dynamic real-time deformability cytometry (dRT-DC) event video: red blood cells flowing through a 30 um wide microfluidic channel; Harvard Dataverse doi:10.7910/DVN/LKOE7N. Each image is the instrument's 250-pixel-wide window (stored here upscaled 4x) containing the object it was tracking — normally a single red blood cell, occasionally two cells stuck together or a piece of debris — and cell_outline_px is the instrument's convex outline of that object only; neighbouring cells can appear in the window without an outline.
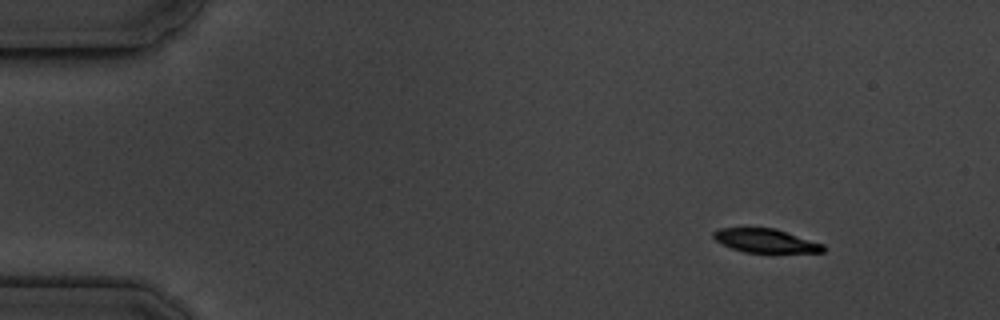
{"species": "common noctule bat (a hibernating species)", "species_latin": "Nyctalus noctula", "temperature_condition": "cold", "stored_images_in_passage": 10, "camera_frame_rate_fps": 3000, "um_per_image_px": 0.085, "animal": {"sex": "male", "body_mass_g": 19.5, "forearm_length_mm": 54.6}, "frame": {"image": 1, "passage_image": 1, "time_ms": 0.0, "image_size_px": [1000, 320], "cell_outline_px": [[824, 252], [744, 252], [732, 248], [716, 240], [712, 236], [712, 232], [720, 228], [776, 228], [824, 244]], "centroid_in_image_um": [65.08, 20.45], "position_along_channel_um": 19.9, "area_um2": 15.03}}
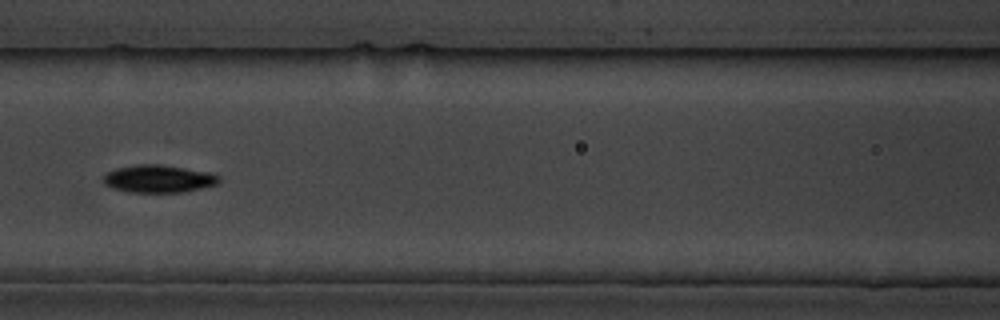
{"frame": {"image": 2, "passage_image": 6, "time_ms": 6.333, "image_size_px": [1000, 320], "cell_outline_px": [[220, 180], [216, 184], [184, 192], [128, 192], [112, 188], [104, 184], [100, 176], [104, 172], [116, 168], [136, 164], [160, 164], [208, 172], [220, 176]], "centroid_in_image_um": [13.38, 15.19], "position_along_channel_um": 153.2, "area_um2": 18.79}}
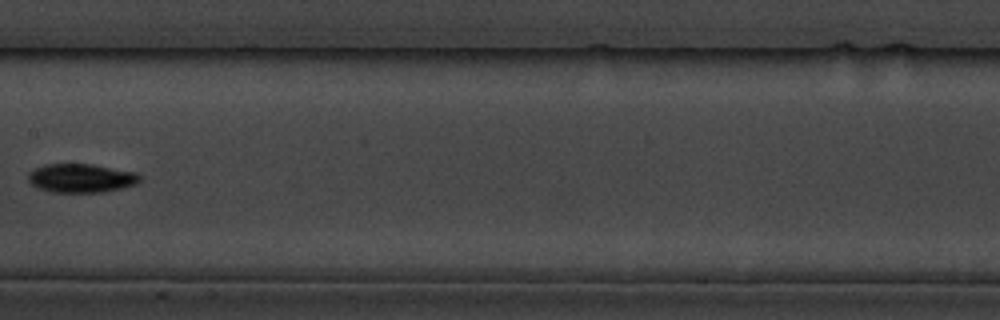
{"frame": {"image": 3, "passage_image": 7, "time_ms": 7.667, "image_size_px": [1000, 320], "cell_outline_px": [[140, 180], [136, 184], [120, 188], [100, 192], [52, 192], [36, 188], [28, 180], [28, 172], [44, 164], [92, 164], [136, 172], [140, 176]], "centroid_in_image_um": [6.86, 15.13], "position_along_channel_um": 200.5, "area_um2": 18.67}}